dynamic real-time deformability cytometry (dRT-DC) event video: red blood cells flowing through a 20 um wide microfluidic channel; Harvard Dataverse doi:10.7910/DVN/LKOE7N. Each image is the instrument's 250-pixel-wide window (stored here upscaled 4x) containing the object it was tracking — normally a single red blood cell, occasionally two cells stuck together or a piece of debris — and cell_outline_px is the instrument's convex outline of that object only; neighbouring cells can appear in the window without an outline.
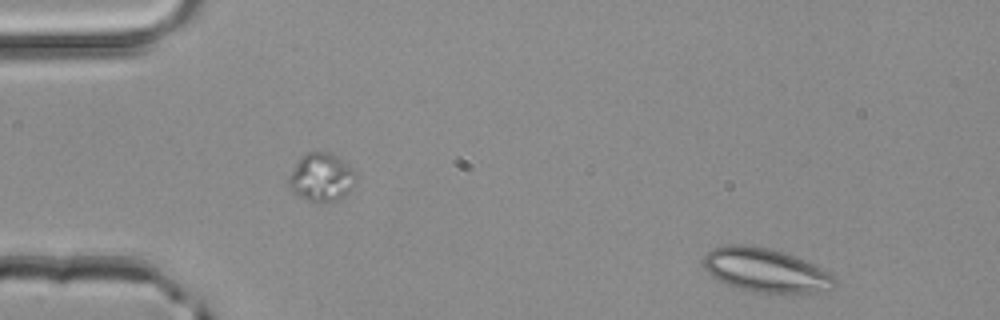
{"species": "common noctule bat (a hibernating species)", "species_latin": "Nyctalus noctula", "temperature_condition": "room temperature", "stored_images_in_passage": 4, "segment_of_instrument_passage": [2, 2], "camera_frame_rate_fps": 3000, "um_per_image_px": 0.085, "animal": {"sex": "male", "body_mass_g": 20.4}, "frame": {"image": 1, "passage_image": 4, "time_ms": 1.0, "image_size_px": [1000, 320], "cell_outline_px": [[836, 288], [824, 292], [756, 292], [736, 288], [712, 276], [704, 268], [700, 260], [712, 248], [724, 244], [752, 244], [772, 248], [784, 252], [816, 264], [828, 272], [836, 280]], "centroid_in_image_um": [65.07, 22.94], "position_along_channel_um": 19.9, "area_um2": 33.99}}